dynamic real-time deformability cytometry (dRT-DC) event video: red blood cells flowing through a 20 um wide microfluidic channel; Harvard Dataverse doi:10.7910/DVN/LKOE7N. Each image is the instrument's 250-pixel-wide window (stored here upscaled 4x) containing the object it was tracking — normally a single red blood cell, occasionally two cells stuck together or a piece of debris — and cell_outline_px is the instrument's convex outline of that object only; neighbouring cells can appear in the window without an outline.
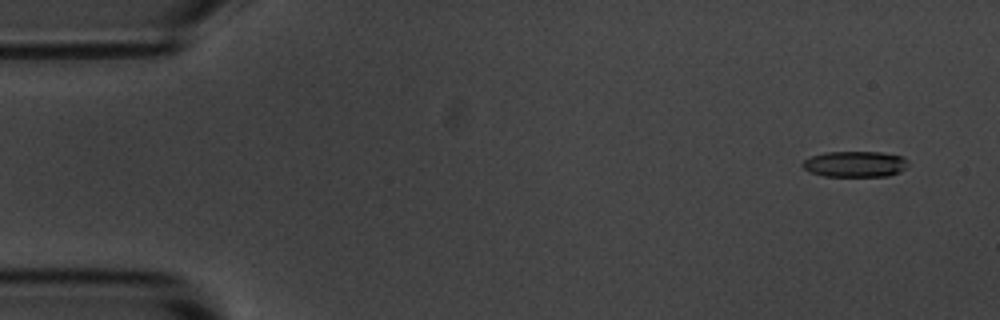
{"species": "common noctule bat (a hibernating species)", "species_latin": "Nyctalus noctula", "temperature_condition": "room temperature", "stored_images_in_passage": 5, "camera_frame_rate_fps": 3000, "um_per_image_px": 0.085, "animal": {"sex": "male", "body_mass_g": 20.1, "forearm_length_mm": 53.5}, "frame": {"image": 1, "passage_image": 1, "time_ms": 0.0, "image_size_px": [1000, 320], "cell_outline_px": [[908, 164], [900, 172], [888, 176], [824, 176], [808, 172], [800, 164], [804, 160], [812, 156], [824, 152], [880, 152], [900, 156]], "centroid_in_image_um": [72.62, 13.95], "position_along_channel_um": 12.4, "area_um2": 15.84}}
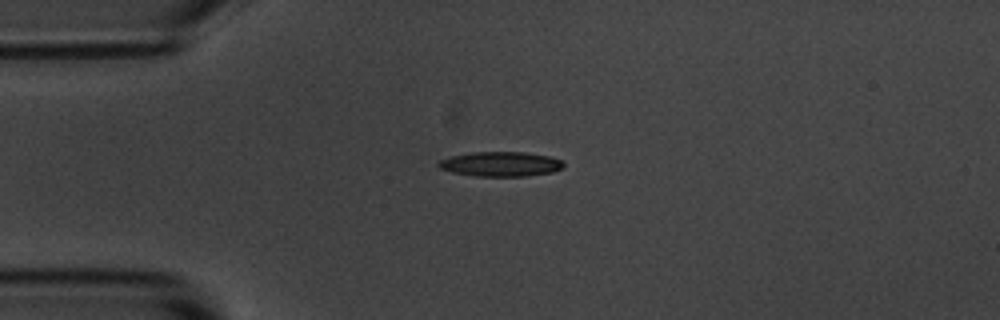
{"frame": {"image": 2, "passage_image": 4, "time_ms": 3.333, "image_size_px": [1000, 320], "cell_outline_px": [[564, 168], [552, 172], [528, 176], [476, 176], [452, 172], [440, 168], [436, 164], [440, 160], [452, 156], [472, 152], [524, 152], [548, 156], [560, 160], [564, 164]], "centroid_in_image_um": [42.56, 13.95], "position_along_channel_um": 42.4, "area_um2": 17.92}}